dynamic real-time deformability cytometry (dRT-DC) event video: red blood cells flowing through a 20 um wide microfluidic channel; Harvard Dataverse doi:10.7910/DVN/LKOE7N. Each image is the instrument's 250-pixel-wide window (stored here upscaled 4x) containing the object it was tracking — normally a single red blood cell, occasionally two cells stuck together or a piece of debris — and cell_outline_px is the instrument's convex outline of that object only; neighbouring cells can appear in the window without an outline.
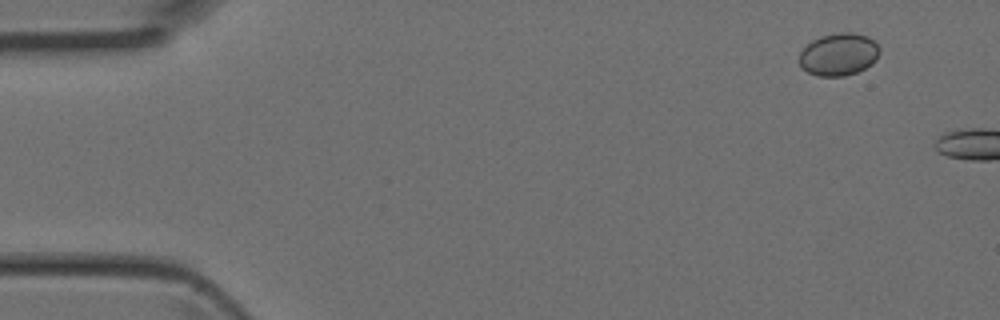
{"species": "Egyptian fruit bat (a non-hibernating species)", "species_latin": "Rousettus aegyptiacus", "temperature_condition": "room temperature", "stored_images_in_passage": 4, "camera_frame_rate_fps": 3000, "um_per_image_px": 0.085, "animal": {"sex": "female"}, "frame": {"image": 1, "passage_image": 1, "time_ms": 0.0, "image_size_px": [1000, 320], "cell_outline_px": [[880, 52], [876, 60], [872, 64], [856, 72], [844, 76], [816, 76], [808, 72], [800, 64], [800, 52], [812, 40], [820, 36], [836, 32], [852, 32], [868, 36], [880, 48]], "centroid_in_image_um": [71.3, 4.61], "position_along_channel_um": 13.7, "area_um2": 19.88}}